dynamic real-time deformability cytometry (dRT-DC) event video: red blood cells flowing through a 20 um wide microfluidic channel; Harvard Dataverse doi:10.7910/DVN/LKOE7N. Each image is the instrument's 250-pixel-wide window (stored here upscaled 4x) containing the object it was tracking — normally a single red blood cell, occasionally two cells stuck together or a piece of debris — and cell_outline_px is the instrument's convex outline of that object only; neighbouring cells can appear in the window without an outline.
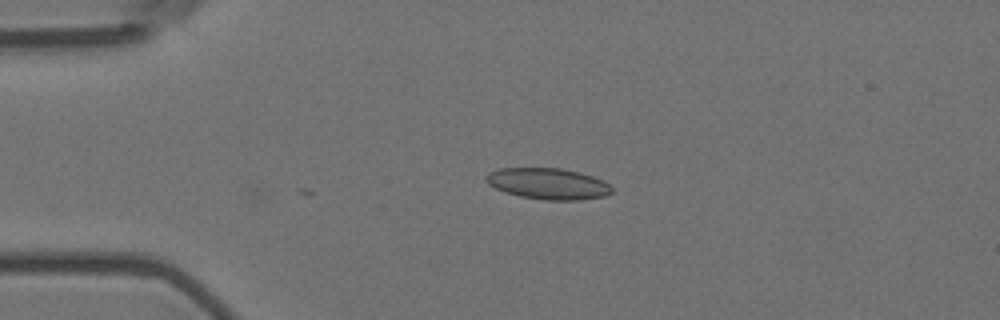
{"species": "Egyptian fruit bat (a non-hibernating species)", "species_latin": "Rousettus aegyptiacus", "temperature_condition": "room temperature", "stored_images_in_passage": 10, "camera_frame_rate_fps": 3000, "um_per_image_px": 0.085, "animal": {"sex": "female"}, "frame": {"image": 1, "passage_image": 1, "time_ms": 0.0, "image_size_px": [1000, 320], "cell_outline_px": [[612, 192], [604, 196], [580, 200], [544, 200], [520, 196], [504, 192], [488, 184], [484, 180], [484, 176], [488, 172], [500, 168], [560, 168], [592, 176], [604, 180], [612, 188]], "centroid_in_image_um": [46.55, 15.61], "position_along_channel_um": 38.5, "area_um2": 22.89}}
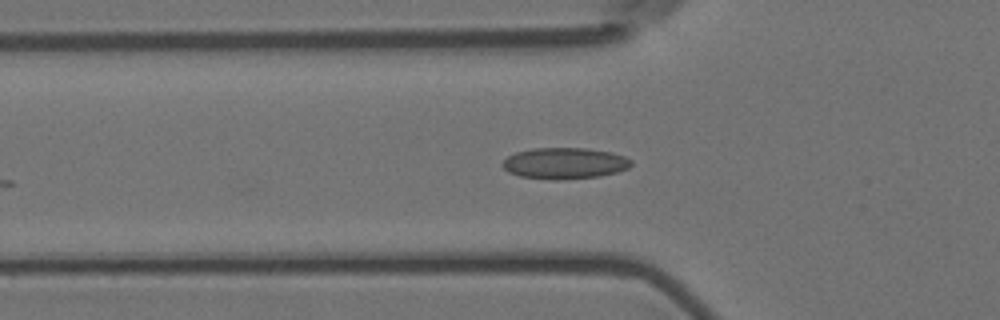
{"frame": {"image": 2, "passage_image": 7, "time_ms": 2.0, "image_size_px": [1000, 320], "cell_outline_px": [[632, 164], [628, 168], [616, 172], [600, 176], [560, 180], [552, 180], [520, 176], [508, 172], [500, 164], [508, 156], [516, 152], [532, 148], [584, 148], [612, 152], [624, 156], [632, 160]], "centroid_in_image_um": [47.98, 13.88], "position_along_channel_um": 77.8, "area_um2": 23.52}}